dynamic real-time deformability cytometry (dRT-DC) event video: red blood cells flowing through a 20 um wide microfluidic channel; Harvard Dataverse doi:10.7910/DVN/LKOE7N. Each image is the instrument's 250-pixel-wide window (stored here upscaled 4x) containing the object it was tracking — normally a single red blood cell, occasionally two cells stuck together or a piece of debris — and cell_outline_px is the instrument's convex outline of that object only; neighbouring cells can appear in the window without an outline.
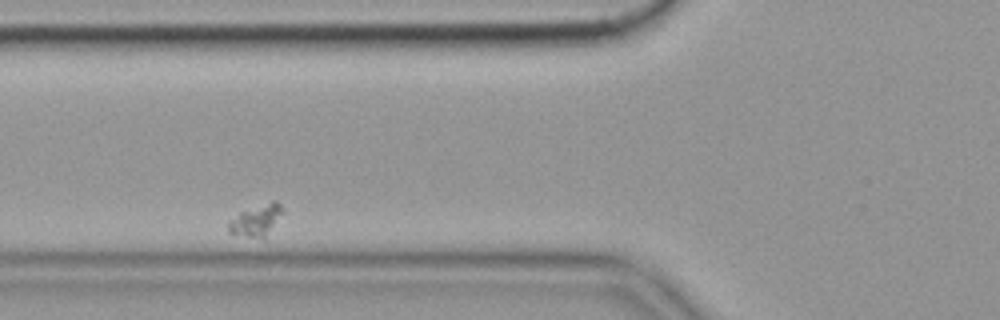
{"species": "common noctule bat (a hibernating species)", "species_latin": "Nyctalus noctula", "temperature_condition": "cold", "stored_images_in_passage": 35, "camera_frame_rate_fps": 3000, "um_per_image_px": 0.085, "animal": {"sex": "female", "body_mass_g": 19.9}, "frame": {"image": 1, "passage_image": 6, "time_ms": 1.667, "image_size_px": [1000, 320], "cell_outline_px": [[284, 212], [264, 240], [228, 232], [228, 220], [240, 212], [272, 200], [276, 200], [280, 204]], "centroid_in_image_um": [21.8, 18.73], "position_along_channel_um": 104.0, "area_um2": 10.06}}
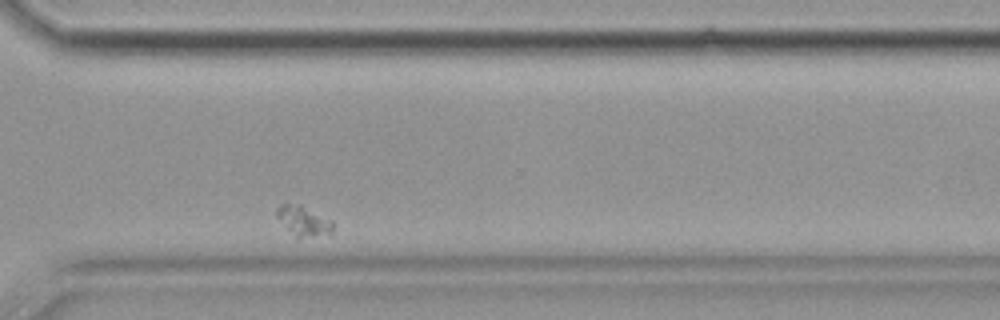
{"frame": {"image": 2, "passage_image": 32, "time_ms": 10.333, "image_size_px": [1000, 320], "cell_outline_px": [[332, 236], [296, 240], [276, 216], [276, 208], [280, 204], [300, 204], [332, 220]], "centroid_in_image_um": [25.82, 18.86], "position_along_channel_um": 344.8, "area_um2": 10.4}}